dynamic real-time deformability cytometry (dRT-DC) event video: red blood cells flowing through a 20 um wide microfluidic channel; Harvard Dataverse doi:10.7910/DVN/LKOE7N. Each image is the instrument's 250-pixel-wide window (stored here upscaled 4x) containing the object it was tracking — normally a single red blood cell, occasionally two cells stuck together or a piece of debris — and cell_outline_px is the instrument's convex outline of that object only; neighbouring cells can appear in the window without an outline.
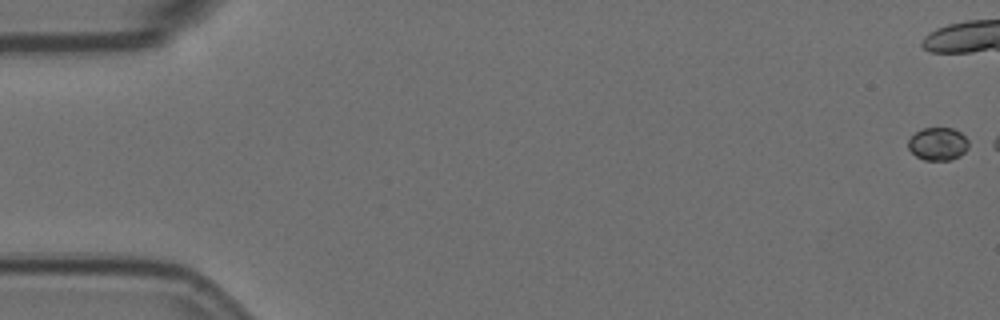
{"species": "Egyptian fruit bat (a non-hibernating species)", "species_latin": "Rousettus aegyptiacus", "temperature_condition": "room temperature", "stored_images_in_passage": 3, "camera_frame_rate_fps": 3000, "um_per_image_px": 0.085, "animal": {"sex": "female"}, "frame": {"image": 1, "passage_image": 1, "time_ms": 0.0, "image_size_px": [1000, 320], "cell_outline_px": [[968, 148], [960, 156], [952, 160], [924, 160], [916, 156], [908, 148], [908, 140], [916, 132], [924, 128], [952, 128], [960, 132], [968, 140]], "centroid_in_image_um": [79.73, 12.24], "position_along_channel_um": 5.3, "area_um2": 11.56}}